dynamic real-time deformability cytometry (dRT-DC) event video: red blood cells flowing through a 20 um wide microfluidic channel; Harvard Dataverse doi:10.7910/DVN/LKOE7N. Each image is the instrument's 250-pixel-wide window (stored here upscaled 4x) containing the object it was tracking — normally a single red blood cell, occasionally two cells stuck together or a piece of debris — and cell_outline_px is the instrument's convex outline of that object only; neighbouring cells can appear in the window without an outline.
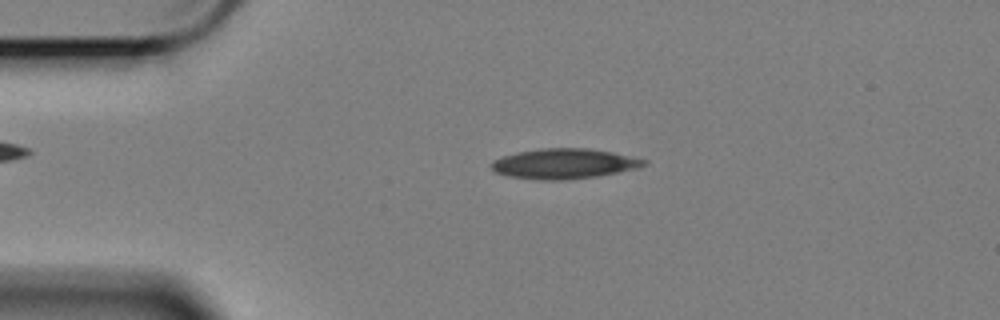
{"species": "Egyptian fruit bat (a non-hibernating species)", "species_latin": "Rousettus aegyptiacus", "temperature_condition": "cold", "stored_images_in_passage": 50, "camera_frame_rate_fps": 3000, "um_per_image_px": 0.085, "animal": {"sex": "female"}, "frame": {"image": 1, "passage_image": 4, "time_ms": 1.0, "image_size_px": [1000, 320], "cell_outline_px": [[648, 164], [636, 168], [596, 176], [564, 180], [540, 180], [508, 176], [496, 172], [492, 168], [492, 160], [516, 152], [540, 148], [588, 148], [612, 152], [648, 160]], "centroid_in_image_um": [47.94, 13.91], "position_along_channel_um": 37.1, "area_um2": 26.65}}
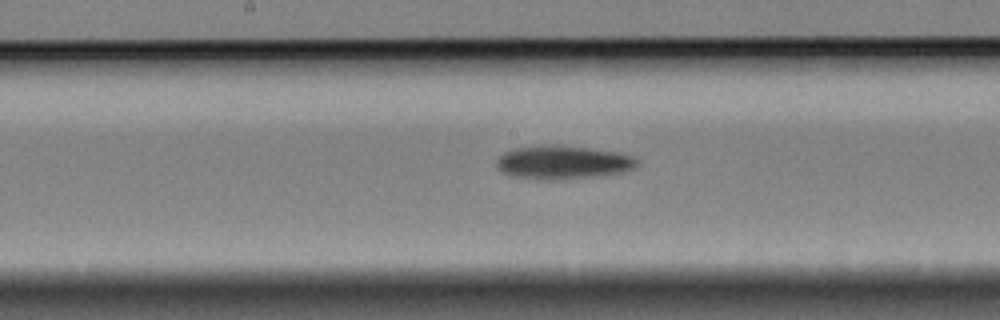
{"frame": {"image": 2, "passage_image": 21, "time_ms": 6.667, "image_size_px": [1000, 320], "cell_outline_px": [[636, 164], [632, 168], [624, 172], [600, 176], [560, 180], [552, 180], [508, 176], [496, 168], [496, 160], [504, 152], [516, 148], [588, 148], [620, 152], [632, 156], [636, 160]], "centroid_in_image_um": [47.85, 13.86], "position_along_channel_um": 200.4, "area_um2": 26.53}}
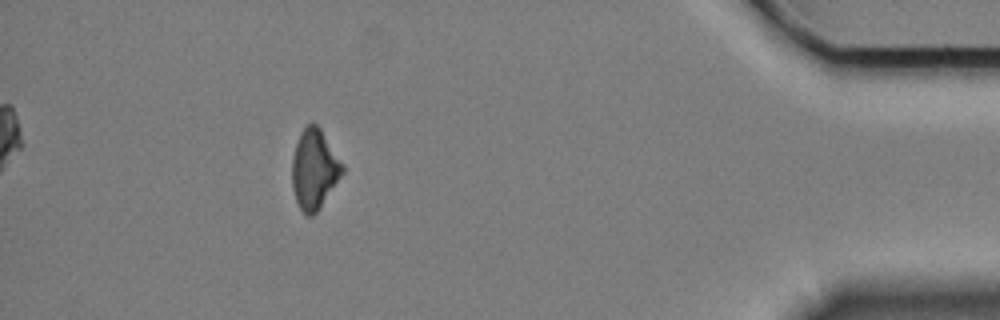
{"frame": {"image": 3, "passage_image": 44, "time_ms": 14.333, "image_size_px": [1000, 320], "cell_outline_px": [[344, 172], [320, 208], [312, 216], [308, 216], [300, 208], [296, 200], [292, 188], [292, 156], [300, 132], [312, 120], [320, 128], [344, 164]], "centroid_in_image_um": [26.72, 14.36], "position_along_channel_um": 408.5, "area_um2": 23.47}, "authors_computed_cell_mechanics": {"area_um2": 26.2701, "velocity_mm_per_s": 3.4002, "shape_relaxation_time_tau1_ms": 3.8068, "shape_relaxation_time_tau2_ms": null, "deformation_change_tau1": 0.0985, "deformation_change_tau2": null}}